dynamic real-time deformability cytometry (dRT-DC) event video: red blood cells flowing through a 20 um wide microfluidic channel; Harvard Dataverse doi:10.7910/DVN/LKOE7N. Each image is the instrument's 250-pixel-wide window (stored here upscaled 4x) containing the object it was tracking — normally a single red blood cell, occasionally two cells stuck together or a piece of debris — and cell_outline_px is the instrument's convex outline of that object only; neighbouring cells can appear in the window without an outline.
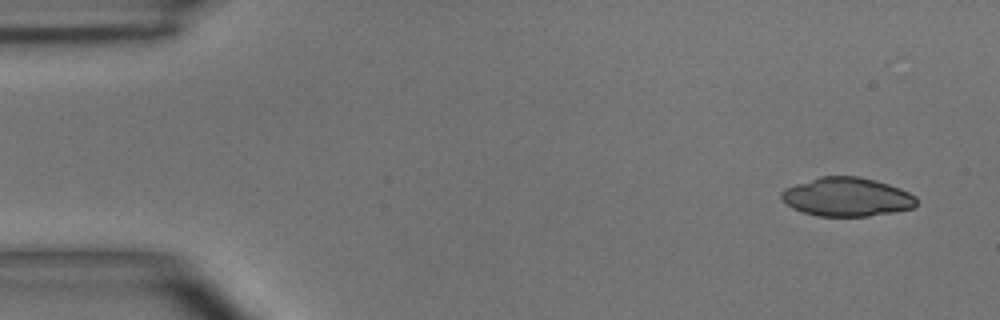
{"species": "common noctule bat (a hibernating species)", "species_latin": "Nyctalus noctula", "temperature_condition": "room temperature", "stored_images_in_passage": 4, "camera_frame_rate_fps": 3000, "um_per_image_px": 0.085, "animal": {"sex": "male", "body_mass_g": 15.6}, "frame": {"image": 1, "passage_image": 1, "time_ms": 0.0, "image_size_px": [1000, 320], "cell_outline_px": [[916, 204], [912, 208], [892, 212], [868, 216], [816, 216], [792, 208], [780, 196], [780, 192], [784, 188], [820, 176], [856, 176], [876, 180], [900, 188], [916, 196]], "centroid_in_image_um": [71.97, 16.73], "position_along_channel_um": 13.0, "area_um2": 30.4}}